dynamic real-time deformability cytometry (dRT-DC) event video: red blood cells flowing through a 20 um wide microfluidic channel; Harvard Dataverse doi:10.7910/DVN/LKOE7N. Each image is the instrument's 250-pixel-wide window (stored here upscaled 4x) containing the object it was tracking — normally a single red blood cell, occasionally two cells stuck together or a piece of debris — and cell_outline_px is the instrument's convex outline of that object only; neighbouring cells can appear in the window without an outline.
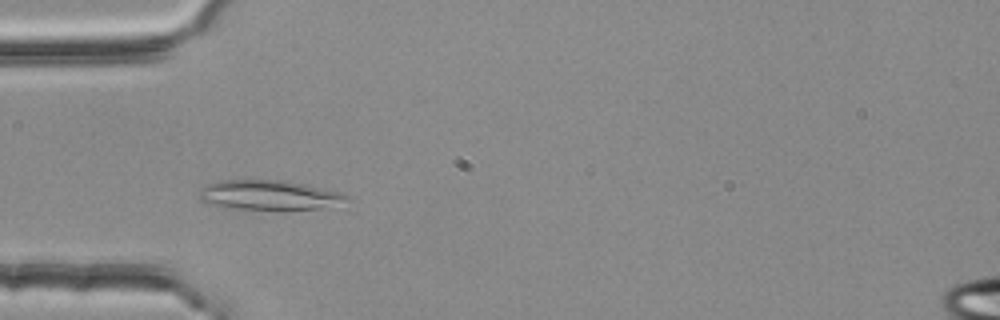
{"species": "common noctule bat (a hibernating species)", "species_latin": "Nyctalus noctula", "temperature_condition": "room temperature", "stored_images_in_passage": 4, "camera_frame_rate_fps": 3000, "um_per_image_px": 0.085, "animal": {"sex": "female", "body_mass_g": 25.1}, "frame": {"image": 1, "passage_image": 3, "time_ms": 0.667, "image_size_px": [1000, 320], "cell_outline_px": [[352, 196], [348, 200], [320, 208], [224, 208], [200, 200], [200, 188], [208, 184], [220, 180], [284, 180], [304, 184], [340, 192]], "centroid_in_image_um": [22.84, 16.55], "position_along_channel_um": 62.2, "area_um2": 24.85}}